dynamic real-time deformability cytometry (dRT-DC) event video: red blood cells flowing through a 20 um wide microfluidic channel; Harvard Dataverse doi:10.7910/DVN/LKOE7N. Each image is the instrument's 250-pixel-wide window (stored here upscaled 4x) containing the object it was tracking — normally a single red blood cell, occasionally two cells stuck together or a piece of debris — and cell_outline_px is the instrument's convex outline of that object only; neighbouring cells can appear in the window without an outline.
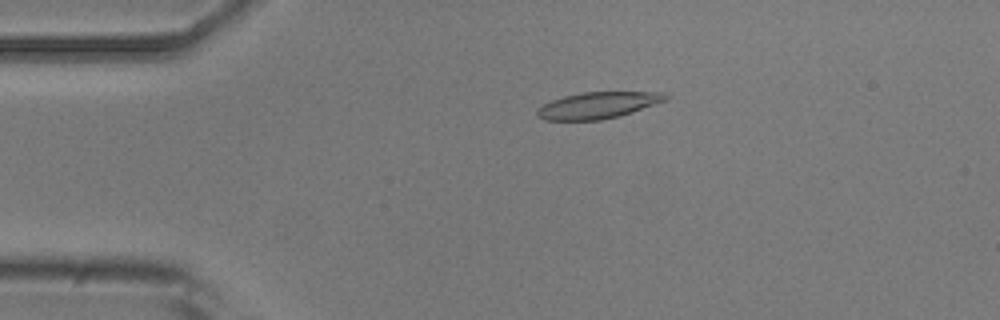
{"species": "common noctule bat (a hibernating species)", "species_latin": "Nyctalus noctula", "temperature_condition": "room temperature", "stored_images_in_passage": 6, "camera_frame_rate_fps": 3000, "um_per_image_px": 0.085, "animal": {"sex": "male", "body_mass_g": 20.5, "forearm_length_mm": 52.5}, "frame": {"image": 1, "passage_image": 3, "time_ms": 2.333, "image_size_px": [1000, 320], "cell_outline_px": [[672, 96], [668, 100], [620, 116], [600, 120], [544, 120], [536, 116], [536, 112], [544, 104], [552, 100], [564, 96], [584, 92], [664, 92]], "centroid_in_image_um": [50.88, 8.94], "position_along_channel_um": 34.1, "area_um2": 19.88}}
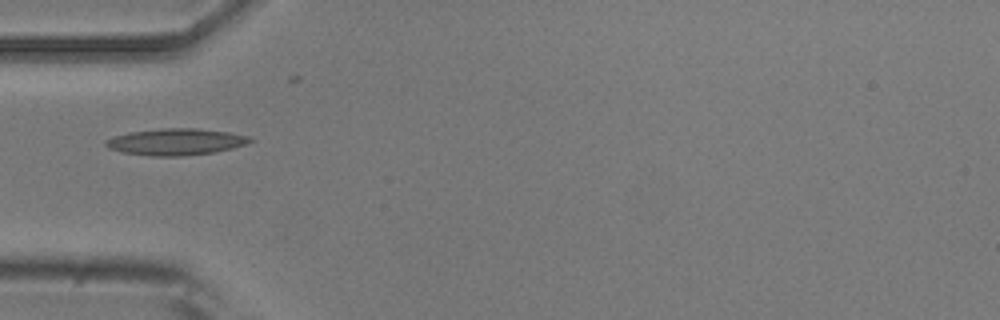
{"frame": {"image": 2, "passage_image": 5, "time_ms": 4.333, "image_size_px": [1000, 320], "cell_outline_px": [[256, 140], [232, 148], [216, 152], [184, 156], [152, 156], [120, 152], [108, 148], [104, 144], [104, 140], [112, 136], [128, 132], [160, 128], [196, 128], [228, 132], [252, 136]], "centroid_in_image_um": [14.93, 12.05], "position_along_channel_um": 70.1, "area_um2": 22.72}}